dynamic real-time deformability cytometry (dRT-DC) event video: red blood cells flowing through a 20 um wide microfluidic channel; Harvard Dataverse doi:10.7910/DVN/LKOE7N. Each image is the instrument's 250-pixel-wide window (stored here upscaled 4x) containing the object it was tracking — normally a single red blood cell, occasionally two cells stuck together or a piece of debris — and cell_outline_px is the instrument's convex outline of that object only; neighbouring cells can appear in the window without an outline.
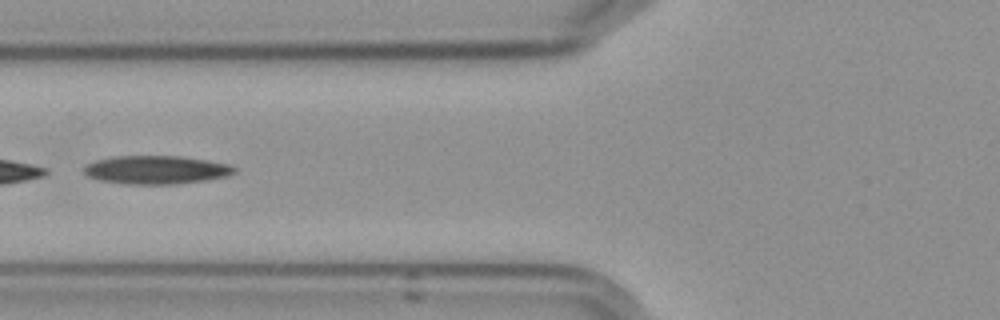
{"species": "Egyptian fruit bat (a non-hibernating species)", "species_latin": "Rousettus aegyptiacus", "temperature_condition": "cold", "stored_images_in_passage": 39, "camera_frame_rate_fps": 3000, "um_per_image_px": 0.085, "frame": {"image": 1, "passage_image": 6, "time_ms": 1.667, "image_size_px": [1000, 320], "cell_outline_px": [[236, 172], [228, 176], [204, 180], [176, 184], [128, 184], [100, 180], [88, 176], [84, 172], [84, 168], [88, 164], [96, 160], [112, 156], [180, 156], [228, 164], [236, 168]], "centroid_in_image_um": [13.28, 14.43], "position_along_channel_um": 112.5, "area_um2": 24.68}, "authors_computed_cell_mechanics": {"area_um2": 24.9696, "velocity_mm_per_s": 3.604, "shape_relaxation_time_tau1_ms": 6.669, "shape_relaxation_time_tau2_ms": null, "deformation_change_tau1": 0.1248, "deformation_change_tau2": null}}